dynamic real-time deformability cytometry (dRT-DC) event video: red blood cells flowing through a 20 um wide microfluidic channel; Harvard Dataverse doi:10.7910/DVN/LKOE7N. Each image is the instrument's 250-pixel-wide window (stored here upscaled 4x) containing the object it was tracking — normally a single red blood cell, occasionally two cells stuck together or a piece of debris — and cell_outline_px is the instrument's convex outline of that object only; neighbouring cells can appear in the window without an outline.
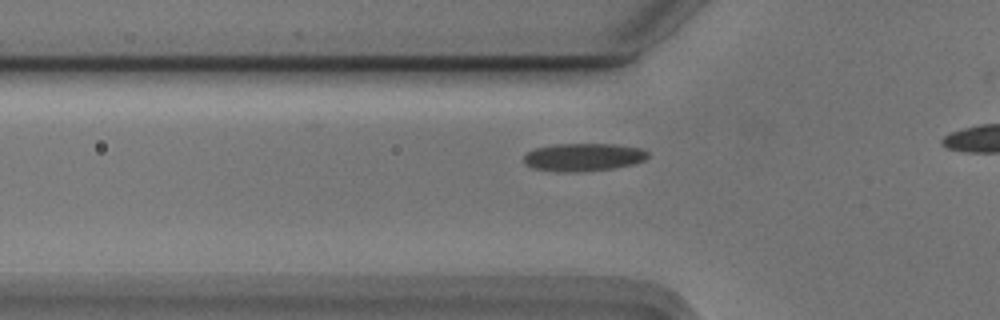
{"species": "Egyptian fruit bat (a non-hibernating species)", "species_latin": "Rousettus aegyptiacus", "temperature_condition": "cold", "stored_images_in_passage": 14, "camera_frame_rate_fps": 3000, "um_per_image_px": 0.085, "animal": {"sex": "male"}, "frame": {"image": 1, "passage_image": 8, "time_ms": 2.333, "image_size_px": [1000, 320], "cell_outline_px": [[648, 156], [644, 160], [632, 164], [612, 168], [580, 172], [560, 172], [532, 168], [524, 164], [524, 156], [528, 152], [536, 148], [556, 144], [616, 144], [644, 148], [648, 152]], "centroid_in_image_um": [49.59, 13.36], "position_along_channel_um": 76.2, "area_um2": 20.23}}
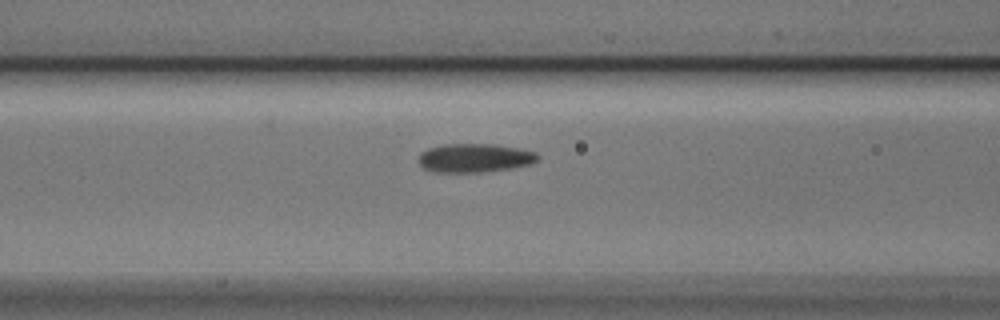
{"frame": {"image": 2, "passage_image": 12, "time_ms": 3.667, "image_size_px": [1000, 320], "cell_outline_px": [[540, 156], [536, 160], [528, 164], [512, 168], [480, 172], [432, 172], [424, 168], [420, 164], [420, 152], [428, 148], [444, 144], [492, 144], [516, 148], [536, 152]], "centroid_in_image_um": [40.32, 13.42], "position_along_channel_um": 126.3, "area_um2": 19.77}}